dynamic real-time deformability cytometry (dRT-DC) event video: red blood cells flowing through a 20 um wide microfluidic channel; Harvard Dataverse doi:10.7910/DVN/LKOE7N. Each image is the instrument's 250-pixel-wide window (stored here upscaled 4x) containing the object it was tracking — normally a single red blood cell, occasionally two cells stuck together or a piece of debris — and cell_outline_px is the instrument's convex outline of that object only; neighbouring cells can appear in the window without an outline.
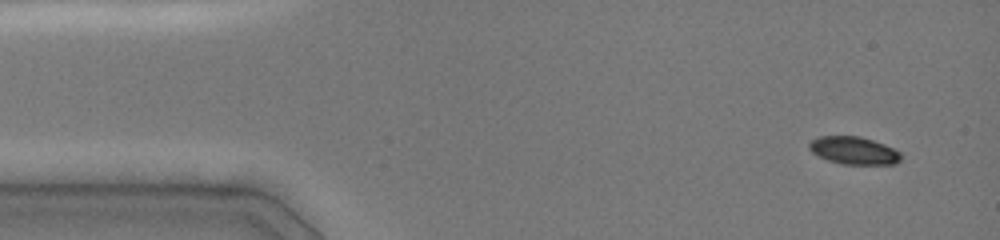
{"species": "common noctule bat (a hibernating species)", "species_latin": "Nyctalus noctula", "temperature_condition": "cold", "stored_images_in_passage": 7, "camera_frame_rate_fps": 3000, "um_per_image_px": 0.085, "animal": {"sex": "female", "body_mass_g": 19.0, "forearm_length_mm": 51.5}, "frame": {"image": 1, "passage_image": 1, "time_ms": 0.0, "image_size_px": [1000, 240], "cell_outline_px": [[900, 160], [896, 164], [840, 164], [828, 160], [812, 152], [808, 148], [808, 144], [812, 140], [820, 136], [860, 136], [884, 144], [900, 152]], "centroid_in_image_um": [72.56, 12.79], "position_along_channel_um": 12.4, "area_um2": 14.68}}
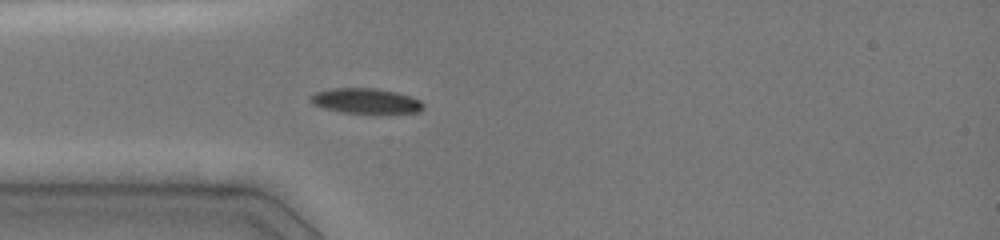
{"frame": {"image": 2, "passage_image": 7, "time_ms": 3.333, "image_size_px": [1000, 240], "cell_outline_px": [[424, 108], [420, 112], [340, 112], [324, 108], [312, 104], [308, 100], [308, 96], [316, 92], [332, 88], [376, 88], [396, 92], [412, 96], [420, 100], [424, 104]], "centroid_in_image_um": [31.06, 8.56], "position_along_channel_um": 53.9, "area_um2": 16.47}}